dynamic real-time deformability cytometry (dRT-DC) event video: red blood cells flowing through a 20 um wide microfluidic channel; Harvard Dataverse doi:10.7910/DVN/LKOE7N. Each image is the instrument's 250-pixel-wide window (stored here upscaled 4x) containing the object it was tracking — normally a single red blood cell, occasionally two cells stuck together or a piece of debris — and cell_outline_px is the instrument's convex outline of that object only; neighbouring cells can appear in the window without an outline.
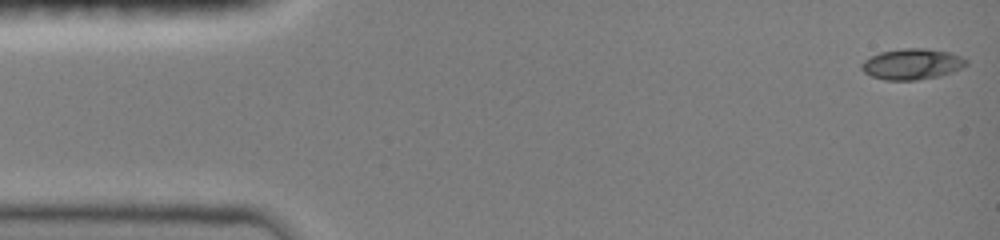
{"species": "common noctule bat (a hibernating species)", "species_latin": "Nyctalus noctula", "temperature_condition": "room temperature", "stored_images_in_passage": 5, "camera_frame_rate_fps": 3000, "um_per_image_px": 0.085, "animal": {"sex": "female", "body_mass_g": 19.0, "forearm_length_mm": 51.5}, "frame": {"image": 1, "passage_image": 1, "time_ms": 0.0, "image_size_px": [1000, 240], "cell_outline_px": [[968, 64], [952, 72], [940, 76], [916, 80], [884, 80], [872, 76], [864, 72], [860, 68], [860, 64], [864, 60], [880, 52], [904, 48], [924, 48], [952, 52], [968, 60]], "centroid_in_image_um": [77.53, 5.44], "position_along_channel_um": 7.5, "area_um2": 18.9}}
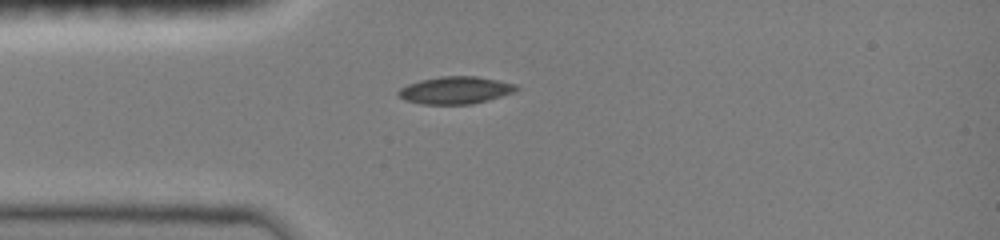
{"frame": {"image": 2, "passage_image": 5, "time_ms": 3.667, "image_size_px": [1000, 240], "cell_outline_px": [[520, 88], [512, 92], [488, 100], [472, 104], [420, 104], [404, 100], [396, 92], [400, 88], [408, 84], [420, 80], [440, 76], [476, 76], [516, 84]], "centroid_in_image_um": [38.67, 7.67], "position_along_channel_um": 46.3, "area_um2": 18.73}}